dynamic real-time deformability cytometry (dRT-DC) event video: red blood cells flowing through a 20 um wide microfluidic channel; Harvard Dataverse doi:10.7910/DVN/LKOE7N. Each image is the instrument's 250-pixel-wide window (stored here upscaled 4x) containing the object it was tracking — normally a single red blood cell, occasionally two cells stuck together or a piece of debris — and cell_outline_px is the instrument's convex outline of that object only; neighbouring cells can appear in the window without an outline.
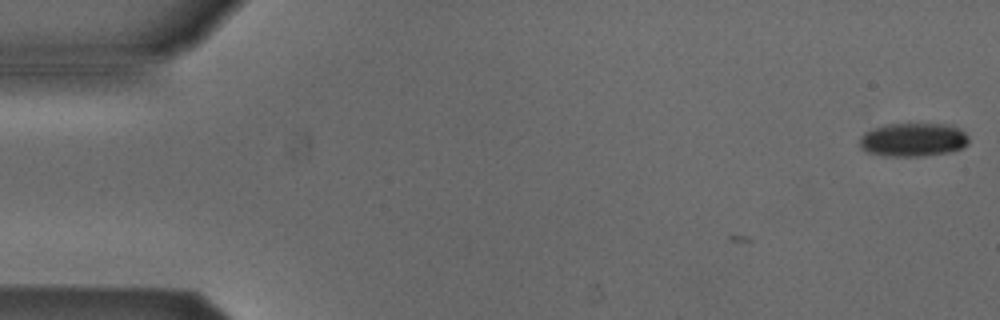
{"species": "Egyptian fruit bat (a non-hibernating species)", "species_latin": "Rousettus aegyptiacus", "temperature_condition": "cold", "stored_images_in_passage": 2, "camera_frame_rate_fps": 3000, "um_per_image_px": 0.085, "animal": {"sex": "male"}, "frame": {"image": 1, "passage_image": 2, "time_ms": 0.333, "image_size_px": [1000, 320], "cell_outline_px": [[968, 144], [964, 148], [948, 152], [920, 156], [884, 156], [868, 152], [860, 148], [860, 136], [864, 132], [888, 124], [952, 124], [960, 128], [968, 136]], "centroid_in_image_um": [77.64, 11.87], "position_along_channel_um": 7.4, "area_um2": 21.44}}